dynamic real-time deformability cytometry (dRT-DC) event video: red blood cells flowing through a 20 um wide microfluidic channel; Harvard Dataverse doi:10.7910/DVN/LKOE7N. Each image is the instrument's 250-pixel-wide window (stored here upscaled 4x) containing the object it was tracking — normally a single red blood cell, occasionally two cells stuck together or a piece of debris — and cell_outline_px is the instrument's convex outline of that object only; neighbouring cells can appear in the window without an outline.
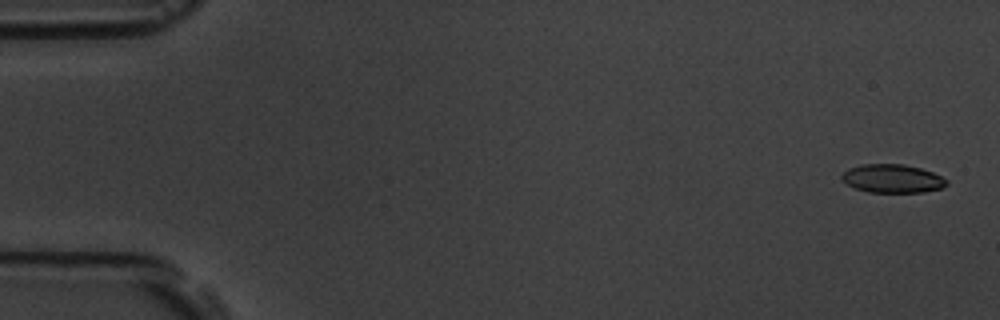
{"species": "common noctule bat (a hibernating species)", "species_latin": "Nyctalus noctula", "temperature_condition": "room temperature", "stored_images_in_passage": 5, "camera_frame_rate_fps": 3000, "um_per_image_px": 0.085, "animal": {"sex": "male", "body_mass_g": 19.5, "forearm_length_mm": 54.6}, "frame": {"image": 1, "passage_image": 5, "time_ms": 4.667, "image_size_px": [1000, 320], "cell_outline_px": [[948, 184], [940, 188], [924, 192], [868, 192], [856, 188], [840, 180], [840, 176], [848, 168], [860, 164], [904, 164], [920, 168], [932, 172], [948, 180]], "centroid_in_image_um": [75.83, 15.17], "position_along_channel_um": 9.2, "area_um2": 17.4}}